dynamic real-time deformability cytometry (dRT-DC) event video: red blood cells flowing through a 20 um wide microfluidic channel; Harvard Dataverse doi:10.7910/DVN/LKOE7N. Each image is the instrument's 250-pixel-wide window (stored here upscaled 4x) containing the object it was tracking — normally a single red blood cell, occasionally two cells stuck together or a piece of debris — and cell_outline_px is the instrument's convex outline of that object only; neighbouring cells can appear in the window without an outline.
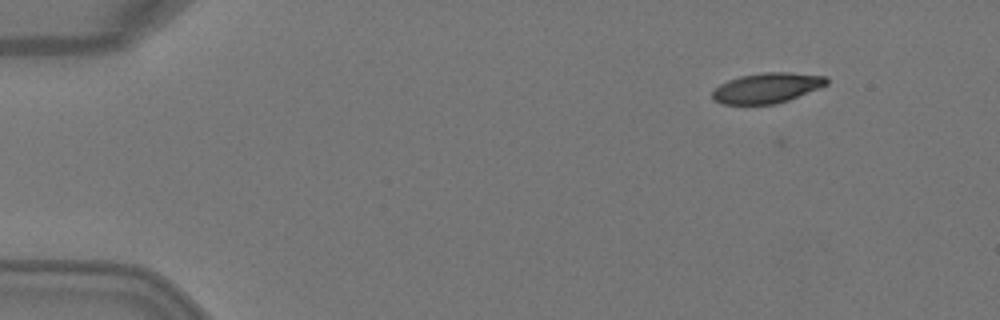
{"species": "Egyptian fruit bat (a non-hibernating species)", "species_latin": "Rousettus aegyptiacus", "temperature_condition": "warm", "stored_images_in_passage": 5, "camera_frame_rate_fps": 3000, "um_per_image_px": 0.085, "animal": {"sex": "female"}, "frame": {"image": 1, "passage_image": 1, "time_ms": 0.0, "image_size_px": [1000, 320], "cell_outline_px": [[828, 84], [820, 88], [788, 100], [776, 104], [720, 104], [712, 100], [712, 92], [720, 84], [728, 80], [740, 76], [764, 72], [792, 72], [828, 76]], "centroid_in_image_um": [65.2, 7.47], "position_along_channel_um": 19.8, "area_um2": 20.29}}
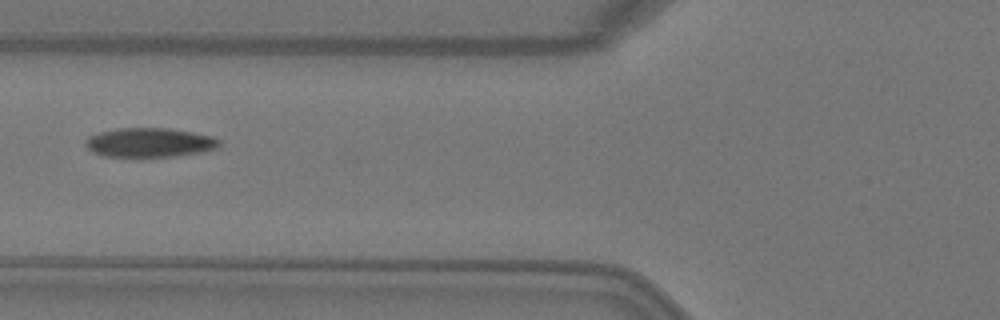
{"frame": {"image": 2, "passage_image": 4, "time_ms": 1.0, "image_size_px": [1000, 320], "cell_outline_px": [[220, 144], [216, 148], [204, 152], [176, 156], [104, 156], [92, 152], [84, 144], [84, 140], [88, 136], [96, 132], [116, 128], [168, 128], [192, 132], [212, 136], [220, 140]], "centroid_in_image_um": [12.68, 12.1], "position_along_channel_um": 113.1, "area_um2": 22.95}}
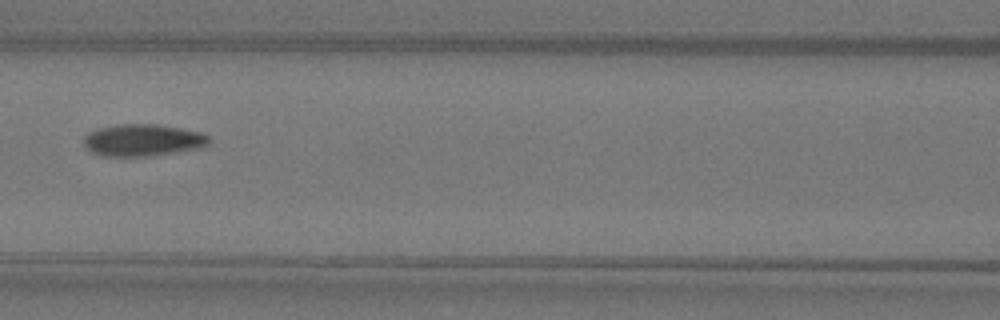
{"frame": {"image": 3, "passage_image": 5, "time_ms": 1.333, "image_size_px": [1000, 320], "cell_outline_px": [[208, 144], [200, 148], [176, 152], [144, 156], [100, 156], [84, 148], [84, 136], [88, 132], [96, 128], [116, 124], [156, 124], [180, 128], [200, 132], [208, 136]], "centroid_in_image_um": [12.07, 11.91], "position_along_channel_um": 154.5, "area_um2": 23.41}}